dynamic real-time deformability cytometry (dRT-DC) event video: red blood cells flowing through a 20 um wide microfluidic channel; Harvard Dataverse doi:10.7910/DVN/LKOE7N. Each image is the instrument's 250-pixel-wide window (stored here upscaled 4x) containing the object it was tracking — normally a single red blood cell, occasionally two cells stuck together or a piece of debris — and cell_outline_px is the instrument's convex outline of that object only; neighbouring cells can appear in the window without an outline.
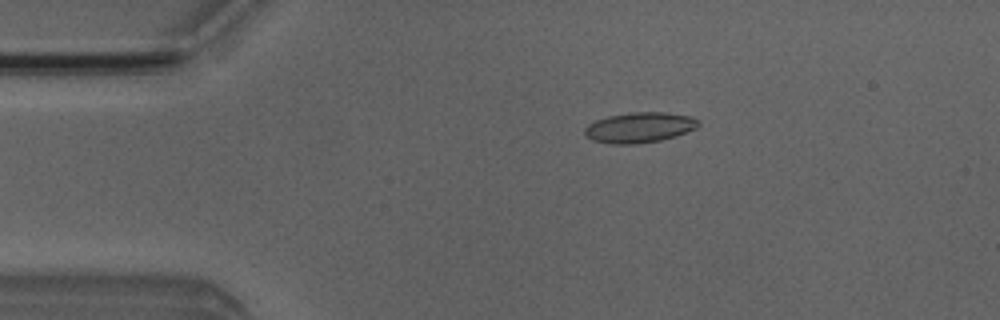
{"species": "Egyptian fruit bat (a non-hibernating species)", "species_latin": "Rousettus aegyptiacus", "temperature_condition": "room temperature", "stored_images_in_passage": 4, "camera_frame_rate_fps": 3000, "um_per_image_px": 0.085, "animal": {"sex": "male"}, "frame": {"image": 1, "passage_image": 1, "time_ms": 0.0, "image_size_px": [1000, 320], "cell_outline_px": [[700, 124], [696, 128], [676, 136], [660, 140], [636, 144], [612, 144], [592, 140], [584, 136], [584, 128], [588, 124], [596, 120], [608, 116], [628, 112], [668, 112], [692, 116], [700, 120]], "centroid_in_image_um": [54.36, 10.83], "position_along_channel_um": 30.6, "area_um2": 20.4}}